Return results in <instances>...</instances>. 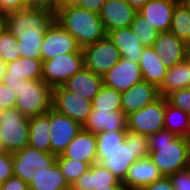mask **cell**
Listing matches in <instances>:
<instances>
[{
    "label": "cell",
    "mask_w": 190,
    "mask_h": 190,
    "mask_svg": "<svg viewBox=\"0 0 190 190\" xmlns=\"http://www.w3.org/2000/svg\"><path fill=\"white\" fill-rule=\"evenodd\" d=\"M97 163L121 182L131 165L149 156L148 136L129 130L103 131L96 134Z\"/></svg>",
    "instance_id": "obj_1"
},
{
    "label": "cell",
    "mask_w": 190,
    "mask_h": 190,
    "mask_svg": "<svg viewBox=\"0 0 190 190\" xmlns=\"http://www.w3.org/2000/svg\"><path fill=\"white\" fill-rule=\"evenodd\" d=\"M3 20L4 27L17 38L20 56L41 59V44L55 14L46 9L26 8L4 15Z\"/></svg>",
    "instance_id": "obj_2"
},
{
    "label": "cell",
    "mask_w": 190,
    "mask_h": 190,
    "mask_svg": "<svg viewBox=\"0 0 190 190\" xmlns=\"http://www.w3.org/2000/svg\"><path fill=\"white\" fill-rule=\"evenodd\" d=\"M149 158L163 176L186 169L190 137L177 136L167 129L148 136Z\"/></svg>",
    "instance_id": "obj_3"
},
{
    "label": "cell",
    "mask_w": 190,
    "mask_h": 190,
    "mask_svg": "<svg viewBox=\"0 0 190 190\" xmlns=\"http://www.w3.org/2000/svg\"><path fill=\"white\" fill-rule=\"evenodd\" d=\"M55 20L76 39L81 48L96 43L107 34L99 14L78 5L59 9Z\"/></svg>",
    "instance_id": "obj_4"
},
{
    "label": "cell",
    "mask_w": 190,
    "mask_h": 190,
    "mask_svg": "<svg viewBox=\"0 0 190 190\" xmlns=\"http://www.w3.org/2000/svg\"><path fill=\"white\" fill-rule=\"evenodd\" d=\"M7 86L17 95L15 107L27 118L46 114L52 108L53 88L43 80L22 79Z\"/></svg>",
    "instance_id": "obj_5"
},
{
    "label": "cell",
    "mask_w": 190,
    "mask_h": 190,
    "mask_svg": "<svg viewBox=\"0 0 190 190\" xmlns=\"http://www.w3.org/2000/svg\"><path fill=\"white\" fill-rule=\"evenodd\" d=\"M0 139L2 150L7 153L28 146L29 118L16 107L0 111Z\"/></svg>",
    "instance_id": "obj_6"
},
{
    "label": "cell",
    "mask_w": 190,
    "mask_h": 190,
    "mask_svg": "<svg viewBox=\"0 0 190 190\" xmlns=\"http://www.w3.org/2000/svg\"><path fill=\"white\" fill-rule=\"evenodd\" d=\"M57 156L29 145L12 153L13 176L21 178L28 185L46 169L56 163Z\"/></svg>",
    "instance_id": "obj_7"
},
{
    "label": "cell",
    "mask_w": 190,
    "mask_h": 190,
    "mask_svg": "<svg viewBox=\"0 0 190 190\" xmlns=\"http://www.w3.org/2000/svg\"><path fill=\"white\" fill-rule=\"evenodd\" d=\"M83 68L84 57L82 52L56 55L51 60L43 61L42 80L54 88L63 85Z\"/></svg>",
    "instance_id": "obj_8"
},
{
    "label": "cell",
    "mask_w": 190,
    "mask_h": 190,
    "mask_svg": "<svg viewBox=\"0 0 190 190\" xmlns=\"http://www.w3.org/2000/svg\"><path fill=\"white\" fill-rule=\"evenodd\" d=\"M165 97L127 116V130L149 136L164 129Z\"/></svg>",
    "instance_id": "obj_9"
},
{
    "label": "cell",
    "mask_w": 190,
    "mask_h": 190,
    "mask_svg": "<svg viewBox=\"0 0 190 190\" xmlns=\"http://www.w3.org/2000/svg\"><path fill=\"white\" fill-rule=\"evenodd\" d=\"M82 53L84 68L99 75L109 71L121 58L119 50L107 36L82 48Z\"/></svg>",
    "instance_id": "obj_10"
},
{
    "label": "cell",
    "mask_w": 190,
    "mask_h": 190,
    "mask_svg": "<svg viewBox=\"0 0 190 190\" xmlns=\"http://www.w3.org/2000/svg\"><path fill=\"white\" fill-rule=\"evenodd\" d=\"M52 108L83 126L91 113L92 101L60 85L53 88Z\"/></svg>",
    "instance_id": "obj_11"
},
{
    "label": "cell",
    "mask_w": 190,
    "mask_h": 190,
    "mask_svg": "<svg viewBox=\"0 0 190 190\" xmlns=\"http://www.w3.org/2000/svg\"><path fill=\"white\" fill-rule=\"evenodd\" d=\"M40 52L43 62L51 60L56 55L82 52V48L76 39L55 20L46 31Z\"/></svg>",
    "instance_id": "obj_12"
},
{
    "label": "cell",
    "mask_w": 190,
    "mask_h": 190,
    "mask_svg": "<svg viewBox=\"0 0 190 190\" xmlns=\"http://www.w3.org/2000/svg\"><path fill=\"white\" fill-rule=\"evenodd\" d=\"M81 129L79 123L51 108L49 128L51 153L60 155Z\"/></svg>",
    "instance_id": "obj_13"
},
{
    "label": "cell",
    "mask_w": 190,
    "mask_h": 190,
    "mask_svg": "<svg viewBox=\"0 0 190 190\" xmlns=\"http://www.w3.org/2000/svg\"><path fill=\"white\" fill-rule=\"evenodd\" d=\"M102 77L103 85L119 92L127 91L131 86L143 80L139 64L122 57Z\"/></svg>",
    "instance_id": "obj_14"
},
{
    "label": "cell",
    "mask_w": 190,
    "mask_h": 190,
    "mask_svg": "<svg viewBox=\"0 0 190 190\" xmlns=\"http://www.w3.org/2000/svg\"><path fill=\"white\" fill-rule=\"evenodd\" d=\"M138 11L126 0H107L99 12L106 33L116 28L131 26Z\"/></svg>",
    "instance_id": "obj_15"
},
{
    "label": "cell",
    "mask_w": 190,
    "mask_h": 190,
    "mask_svg": "<svg viewBox=\"0 0 190 190\" xmlns=\"http://www.w3.org/2000/svg\"><path fill=\"white\" fill-rule=\"evenodd\" d=\"M159 97V89L155 85L142 80L131 86L127 91L122 92L121 111L129 116L153 103Z\"/></svg>",
    "instance_id": "obj_16"
},
{
    "label": "cell",
    "mask_w": 190,
    "mask_h": 190,
    "mask_svg": "<svg viewBox=\"0 0 190 190\" xmlns=\"http://www.w3.org/2000/svg\"><path fill=\"white\" fill-rule=\"evenodd\" d=\"M42 65L41 59L19 57L6 64L1 82L5 85H17L22 79L42 80Z\"/></svg>",
    "instance_id": "obj_17"
},
{
    "label": "cell",
    "mask_w": 190,
    "mask_h": 190,
    "mask_svg": "<svg viewBox=\"0 0 190 190\" xmlns=\"http://www.w3.org/2000/svg\"><path fill=\"white\" fill-rule=\"evenodd\" d=\"M162 177L159 168L147 157L131 165L122 184L126 190H140Z\"/></svg>",
    "instance_id": "obj_18"
},
{
    "label": "cell",
    "mask_w": 190,
    "mask_h": 190,
    "mask_svg": "<svg viewBox=\"0 0 190 190\" xmlns=\"http://www.w3.org/2000/svg\"><path fill=\"white\" fill-rule=\"evenodd\" d=\"M82 129L93 134L127 130V116L122 111L92 109Z\"/></svg>",
    "instance_id": "obj_19"
},
{
    "label": "cell",
    "mask_w": 190,
    "mask_h": 190,
    "mask_svg": "<svg viewBox=\"0 0 190 190\" xmlns=\"http://www.w3.org/2000/svg\"><path fill=\"white\" fill-rule=\"evenodd\" d=\"M61 155L64 158L86 162L89 165L97 163L96 134L81 129Z\"/></svg>",
    "instance_id": "obj_20"
},
{
    "label": "cell",
    "mask_w": 190,
    "mask_h": 190,
    "mask_svg": "<svg viewBox=\"0 0 190 190\" xmlns=\"http://www.w3.org/2000/svg\"><path fill=\"white\" fill-rule=\"evenodd\" d=\"M179 0H149L138 12L159 32H168Z\"/></svg>",
    "instance_id": "obj_21"
},
{
    "label": "cell",
    "mask_w": 190,
    "mask_h": 190,
    "mask_svg": "<svg viewBox=\"0 0 190 190\" xmlns=\"http://www.w3.org/2000/svg\"><path fill=\"white\" fill-rule=\"evenodd\" d=\"M152 48L167 68L185 60L184 42L171 32H159Z\"/></svg>",
    "instance_id": "obj_22"
},
{
    "label": "cell",
    "mask_w": 190,
    "mask_h": 190,
    "mask_svg": "<svg viewBox=\"0 0 190 190\" xmlns=\"http://www.w3.org/2000/svg\"><path fill=\"white\" fill-rule=\"evenodd\" d=\"M106 36L119 50L120 56L139 64L141 54L145 47L132 31L131 27L116 28L108 31Z\"/></svg>",
    "instance_id": "obj_23"
},
{
    "label": "cell",
    "mask_w": 190,
    "mask_h": 190,
    "mask_svg": "<svg viewBox=\"0 0 190 190\" xmlns=\"http://www.w3.org/2000/svg\"><path fill=\"white\" fill-rule=\"evenodd\" d=\"M63 86L84 99L92 101L103 86V77L91 70L83 68L69 78Z\"/></svg>",
    "instance_id": "obj_24"
},
{
    "label": "cell",
    "mask_w": 190,
    "mask_h": 190,
    "mask_svg": "<svg viewBox=\"0 0 190 190\" xmlns=\"http://www.w3.org/2000/svg\"><path fill=\"white\" fill-rule=\"evenodd\" d=\"M102 186H123V184L107 168L94 163L70 186V190H93Z\"/></svg>",
    "instance_id": "obj_25"
},
{
    "label": "cell",
    "mask_w": 190,
    "mask_h": 190,
    "mask_svg": "<svg viewBox=\"0 0 190 190\" xmlns=\"http://www.w3.org/2000/svg\"><path fill=\"white\" fill-rule=\"evenodd\" d=\"M143 80L155 85L158 89L163 83L167 67L152 47H145L139 60Z\"/></svg>",
    "instance_id": "obj_26"
},
{
    "label": "cell",
    "mask_w": 190,
    "mask_h": 190,
    "mask_svg": "<svg viewBox=\"0 0 190 190\" xmlns=\"http://www.w3.org/2000/svg\"><path fill=\"white\" fill-rule=\"evenodd\" d=\"M49 128L50 110L46 114L30 117L28 145L40 151L51 153Z\"/></svg>",
    "instance_id": "obj_27"
},
{
    "label": "cell",
    "mask_w": 190,
    "mask_h": 190,
    "mask_svg": "<svg viewBox=\"0 0 190 190\" xmlns=\"http://www.w3.org/2000/svg\"><path fill=\"white\" fill-rule=\"evenodd\" d=\"M190 87V62L184 60L168 68L159 95L166 97L173 91Z\"/></svg>",
    "instance_id": "obj_28"
},
{
    "label": "cell",
    "mask_w": 190,
    "mask_h": 190,
    "mask_svg": "<svg viewBox=\"0 0 190 190\" xmlns=\"http://www.w3.org/2000/svg\"><path fill=\"white\" fill-rule=\"evenodd\" d=\"M30 190H70L57 162L37 176L29 185Z\"/></svg>",
    "instance_id": "obj_29"
},
{
    "label": "cell",
    "mask_w": 190,
    "mask_h": 190,
    "mask_svg": "<svg viewBox=\"0 0 190 190\" xmlns=\"http://www.w3.org/2000/svg\"><path fill=\"white\" fill-rule=\"evenodd\" d=\"M164 128L177 136L190 137V115L174 108L165 98Z\"/></svg>",
    "instance_id": "obj_30"
},
{
    "label": "cell",
    "mask_w": 190,
    "mask_h": 190,
    "mask_svg": "<svg viewBox=\"0 0 190 190\" xmlns=\"http://www.w3.org/2000/svg\"><path fill=\"white\" fill-rule=\"evenodd\" d=\"M169 32L183 42L190 39V11L179 1L173 10Z\"/></svg>",
    "instance_id": "obj_31"
},
{
    "label": "cell",
    "mask_w": 190,
    "mask_h": 190,
    "mask_svg": "<svg viewBox=\"0 0 190 190\" xmlns=\"http://www.w3.org/2000/svg\"><path fill=\"white\" fill-rule=\"evenodd\" d=\"M122 92L102 86L92 99V109L104 111H121Z\"/></svg>",
    "instance_id": "obj_32"
},
{
    "label": "cell",
    "mask_w": 190,
    "mask_h": 190,
    "mask_svg": "<svg viewBox=\"0 0 190 190\" xmlns=\"http://www.w3.org/2000/svg\"><path fill=\"white\" fill-rule=\"evenodd\" d=\"M130 27L143 47H152L159 34V31L146 21V18L139 12L136 14Z\"/></svg>",
    "instance_id": "obj_33"
},
{
    "label": "cell",
    "mask_w": 190,
    "mask_h": 190,
    "mask_svg": "<svg viewBox=\"0 0 190 190\" xmlns=\"http://www.w3.org/2000/svg\"><path fill=\"white\" fill-rule=\"evenodd\" d=\"M56 162L61 169L67 183L71 186L78 178L89 170L90 165L69 158H64L61 154L57 155Z\"/></svg>",
    "instance_id": "obj_34"
},
{
    "label": "cell",
    "mask_w": 190,
    "mask_h": 190,
    "mask_svg": "<svg viewBox=\"0 0 190 190\" xmlns=\"http://www.w3.org/2000/svg\"><path fill=\"white\" fill-rule=\"evenodd\" d=\"M19 57L21 56L17 38L4 27L0 32V58L7 64Z\"/></svg>",
    "instance_id": "obj_35"
},
{
    "label": "cell",
    "mask_w": 190,
    "mask_h": 190,
    "mask_svg": "<svg viewBox=\"0 0 190 190\" xmlns=\"http://www.w3.org/2000/svg\"><path fill=\"white\" fill-rule=\"evenodd\" d=\"M167 103L174 108L184 110L190 115V89H180L173 91L166 97Z\"/></svg>",
    "instance_id": "obj_36"
},
{
    "label": "cell",
    "mask_w": 190,
    "mask_h": 190,
    "mask_svg": "<svg viewBox=\"0 0 190 190\" xmlns=\"http://www.w3.org/2000/svg\"><path fill=\"white\" fill-rule=\"evenodd\" d=\"M174 190H190V169L186 168L168 176Z\"/></svg>",
    "instance_id": "obj_37"
},
{
    "label": "cell",
    "mask_w": 190,
    "mask_h": 190,
    "mask_svg": "<svg viewBox=\"0 0 190 190\" xmlns=\"http://www.w3.org/2000/svg\"><path fill=\"white\" fill-rule=\"evenodd\" d=\"M17 95L13 89L0 82V111L14 108Z\"/></svg>",
    "instance_id": "obj_38"
},
{
    "label": "cell",
    "mask_w": 190,
    "mask_h": 190,
    "mask_svg": "<svg viewBox=\"0 0 190 190\" xmlns=\"http://www.w3.org/2000/svg\"><path fill=\"white\" fill-rule=\"evenodd\" d=\"M13 176L12 153L0 152V184Z\"/></svg>",
    "instance_id": "obj_39"
},
{
    "label": "cell",
    "mask_w": 190,
    "mask_h": 190,
    "mask_svg": "<svg viewBox=\"0 0 190 190\" xmlns=\"http://www.w3.org/2000/svg\"><path fill=\"white\" fill-rule=\"evenodd\" d=\"M29 8L26 0H0V15L4 16L12 12H17Z\"/></svg>",
    "instance_id": "obj_40"
},
{
    "label": "cell",
    "mask_w": 190,
    "mask_h": 190,
    "mask_svg": "<svg viewBox=\"0 0 190 190\" xmlns=\"http://www.w3.org/2000/svg\"><path fill=\"white\" fill-rule=\"evenodd\" d=\"M60 0H26L29 8L46 9L52 13H56L59 10Z\"/></svg>",
    "instance_id": "obj_41"
},
{
    "label": "cell",
    "mask_w": 190,
    "mask_h": 190,
    "mask_svg": "<svg viewBox=\"0 0 190 190\" xmlns=\"http://www.w3.org/2000/svg\"><path fill=\"white\" fill-rule=\"evenodd\" d=\"M0 190H28V184L21 178L12 176L0 184Z\"/></svg>",
    "instance_id": "obj_42"
},
{
    "label": "cell",
    "mask_w": 190,
    "mask_h": 190,
    "mask_svg": "<svg viewBox=\"0 0 190 190\" xmlns=\"http://www.w3.org/2000/svg\"><path fill=\"white\" fill-rule=\"evenodd\" d=\"M140 190H174V187L172 186V182L169 177L163 176L153 183L144 186Z\"/></svg>",
    "instance_id": "obj_43"
},
{
    "label": "cell",
    "mask_w": 190,
    "mask_h": 190,
    "mask_svg": "<svg viewBox=\"0 0 190 190\" xmlns=\"http://www.w3.org/2000/svg\"><path fill=\"white\" fill-rule=\"evenodd\" d=\"M106 1L107 0H81L78 6L99 14Z\"/></svg>",
    "instance_id": "obj_44"
},
{
    "label": "cell",
    "mask_w": 190,
    "mask_h": 190,
    "mask_svg": "<svg viewBox=\"0 0 190 190\" xmlns=\"http://www.w3.org/2000/svg\"><path fill=\"white\" fill-rule=\"evenodd\" d=\"M134 9L140 10L149 0H126Z\"/></svg>",
    "instance_id": "obj_45"
},
{
    "label": "cell",
    "mask_w": 190,
    "mask_h": 190,
    "mask_svg": "<svg viewBox=\"0 0 190 190\" xmlns=\"http://www.w3.org/2000/svg\"><path fill=\"white\" fill-rule=\"evenodd\" d=\"M81 0H60L59 9L68 7V6H77Z\"/></svg>",
    "instance_id": "obj_46"
},
{
    "label": "cell",
    "mask_w": 190,
    "mask_h": 190,
    "mask_svg": "<svg viewBox=\"0 0 190 190\" xmlns=\"http://www.w3.org/2000/svg\"><path fill=\"white\" fill-rule=\"evenodd\" d=\"M185 60L190 62V39L184 42Z\"/></svg>",
    "instance_id": "obj_47"
},
{
    "label": "cell",
    "mask_w": 190,
    "mask_h": 190,
    "mask_svg": "<svg viewBox=\"0 0 190 190\" xmlns=\"http://www.w3.org/2000/svg\"><path fill=\"white\" fill-rule=\"evenodd\" d=\"M93 190H126L123 186H102L95 187Z\"/></svg>",
    "instance_id": "obj_48"
},
{
    "label": "cell",
    "mask_w": 190,
    "mask_h": 190,
    "mask_svg": "<svg viewBox=\"0 0 190 190\" xmlns=\"http://www.w3.org/2000/svg\"><path fill=\"white\" fill-rule=\"evenodd\" d=\"M5 71H6V63L3 61L2 58H0V82L2 81Z\"/></svg>",
    "instance_id": "obj_49"
},
{
    "label": "cell",
    "mask_w": 190,
    "mask_h": 190,
    "mask_svg": "<svg viewBox=\"0 0 190 190\" xmlns=\"http://www.w3.org/2000/svg\"><path fill=\"white\" fill-rule=\"evenodd\" d=\"M185 7H187L190 11V0H179Z\"/></svg>",
    "instance_id": "obj_50"
},
{
    "label": "cell",
    "mask_w": 190,
    "mask_h": 190,
    "mask_svg": "<svg viewBox=\"0 0 190 190\" xmlns=\"http://www.w3.org/2000/svg\"><path fill=\"white\" fill-rule=\"evenodd\" d=\"M3 28H4V20L3 16L0 15V32L2 31Z\"/></svg>",
    "instance_id": "obj_51"
},
{
    "label": "cell",
    "mask_w": 190,
    "mask_h": 190,
    "mask_svg": "<svg viewBox=\"0 0 190 190\" xmlns=\"http://www.w3.org/2000/svg\"><path fill=\"white\" fill-rule=\"evenodd\" d=\"M187 168L190 169V145H189V150H188V164H187Z\"/></svg>",
    "instance_id": "obj_52"
},
{
    "label": "cell",
    "mask_w": 190,
    "mask_h": 190,
    "mask_svg": "<svg viewBox=\"0 0 190 190\" xmlns=\"http://www.w3.org/2000/svg\"><path fill=\"white\" fill-rule=\"evenodd\" d=\"M0 152H3L2 146H1V139H0Z\"/></svg>",
    "instance_id": "obj_53"
}]
</instances>
